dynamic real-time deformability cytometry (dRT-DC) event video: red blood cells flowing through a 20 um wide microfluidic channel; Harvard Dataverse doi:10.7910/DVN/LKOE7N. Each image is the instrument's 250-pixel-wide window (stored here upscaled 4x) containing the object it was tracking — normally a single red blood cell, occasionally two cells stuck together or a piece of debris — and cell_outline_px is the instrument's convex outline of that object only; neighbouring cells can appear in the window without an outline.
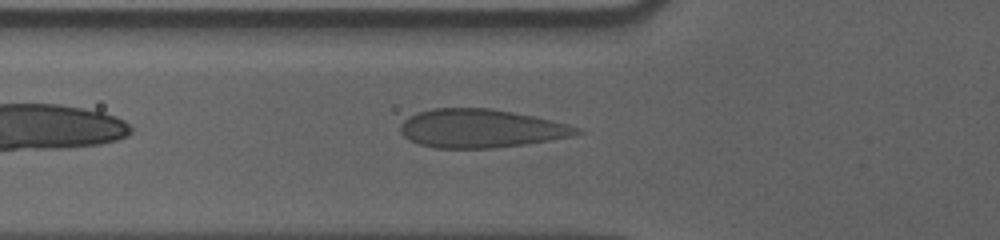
{"species": "human", "species_latin": "Homo sapiens", "temperature_condition": "cold", "stored_images_in_passage": 42, "camera_frame_rate_fps": 3000, "um_per_image_px": 0.085, "donor": {"sex": "male"}, "frame": {"image": 1, "passage_image": 5, "time_ms": 1.333, "image_size_px": [1000, 240], "cell_outline_px": [[584, 132], [572, 136], [524, 144], [492, 148], [436, 148], [420, 144], [408, 140], [400, 132], [400, 124], [408, 116], [416, 112], [432, 108], [492, 108], [536, 116], [568, 124], [580, 128]], "centroid_in_image_um": [40.85, 10.91], "position_along_channel_um": 84.9, "area_um2": 39.77}}
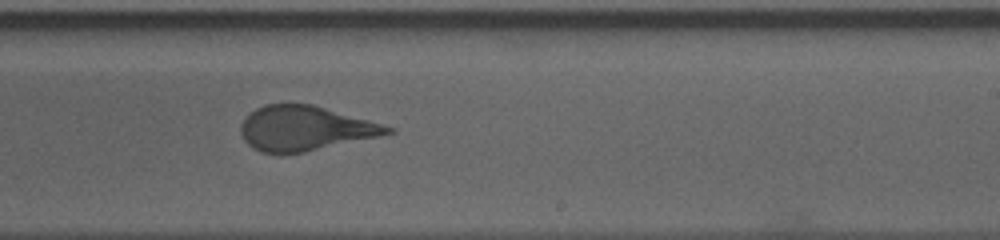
{"frame": {"image": 2, "passage_image": 20, "time_ms": 6.333, "image_size_px": [1000, 240], "cell_outline_px": [[396, 132], [380, 136], [304, 152], [280, 156], [260, 152], [252, 148], [244, 140], [240, 132], [240, 124], [244, 116], [248, 112], [264, 104], [312, 104], [384, 124], [396, 128]], "centroid_in_image_um": [25.88, 10.93], "position_along_channel_um": 263.1, "area_um2": 38.9}}
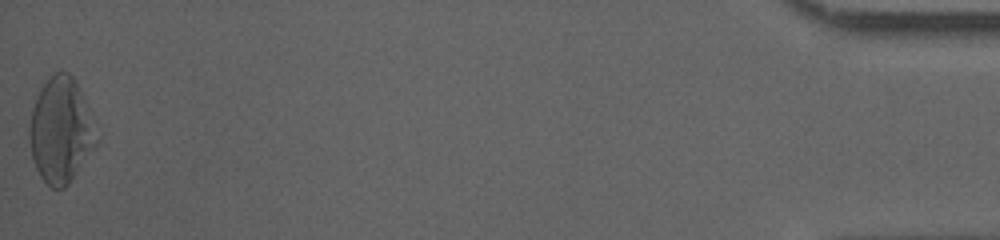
{"frame": {"image": 3, "passage_image": 42, "time_ms": 13.667, "image_size_px": [1000, 240], "cell_outline_px": [[96, 144], [68, 184], [64, 188], [52, 188], [40, 176], [32, 160], [28, 136], [28, 128], [32, 108], [40, 88], [60, 68], [68, 72], [72, 76], [88, 108], [96, 140]], "centroid_in_image_um": [5.1, 11.08], "position_along_channel_um": 430.1, "area_um2": 40.29}, "authors_computed_cell_mechanics": {"area_um2": 38.6971, "velocity_mm_per_s": 3.5556, "shape_relaxation_time_tau1_ms": 9.8021, "shape_relaxation_time_tau2_ms": null, "deformation_change_tau1": 0.2266, "deformation_change_tau2": null}}